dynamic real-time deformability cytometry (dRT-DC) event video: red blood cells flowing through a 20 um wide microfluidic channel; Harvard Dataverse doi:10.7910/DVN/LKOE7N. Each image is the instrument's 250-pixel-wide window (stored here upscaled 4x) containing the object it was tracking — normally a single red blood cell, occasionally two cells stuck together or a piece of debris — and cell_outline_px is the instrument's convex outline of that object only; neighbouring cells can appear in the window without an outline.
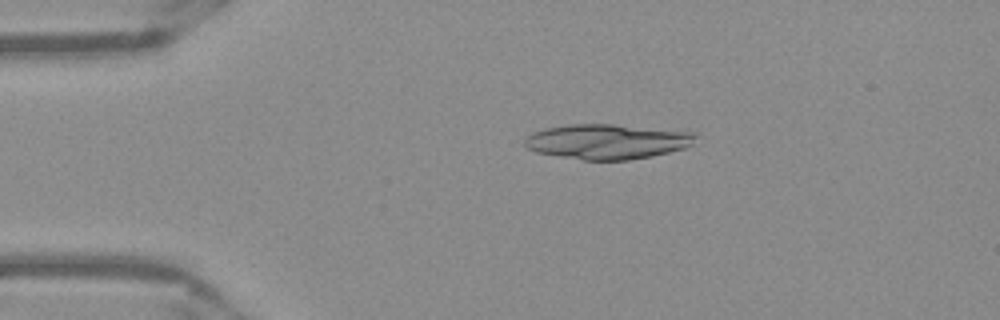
{"species": "Egyptian fruit bat (a non-hibernating species)", "species_latin": "Rousettus aegyptiacus", "temperature_condition": "warm", "stored_images_in_passage": 6, "camera_frame_rate_fps": 3000, "um_per_image_px": 0.085, "frame": {"image": 1, "passage_image": 1, "time_ms": 0.0, "image_size_px": [1000, 320], "cell_outline_px": [[696, 136], [692, 144], [684, 148], [652, 156], [628, 160], [584, 160], [536, 152], [528, 148], [524, 144], [524, 140], [532, 132], [544, 128], [568, 124], [612, 124], [696, 132]], "centroid_in_image_um": [51.6, 12.02], "position_along_channel_um": 33.4, "area_um2": 34.8}}